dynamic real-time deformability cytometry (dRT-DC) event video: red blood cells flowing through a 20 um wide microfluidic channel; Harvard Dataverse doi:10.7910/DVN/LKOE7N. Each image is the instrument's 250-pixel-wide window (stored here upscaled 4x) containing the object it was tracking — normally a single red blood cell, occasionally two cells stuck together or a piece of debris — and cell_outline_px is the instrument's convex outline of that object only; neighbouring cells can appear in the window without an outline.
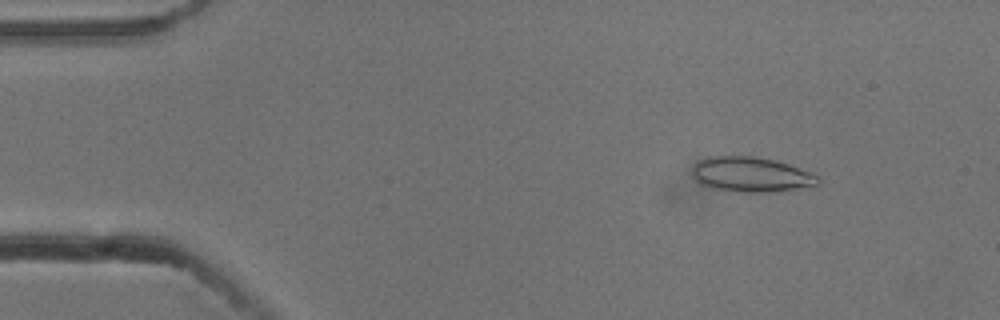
{"species": "common noctule bat (a hibernating species)", "species_latin": "Nyctalus noctula", "temperature_condition": "cold", "stored_images_in_passage": 5, "camera_frame_rate_fps": 3000, "um_per_image_px": 0.085, "animal": {"sex": "male", "body_mass_g": 13.3}, "frame": {"image": 1, "passage_image": 2, "time_ms": 0.333, "image_size_px": [1000, 320], "cell_outline_px": [[820, 184], [780, 192], [736, 192], [712, 188], [700, 184], [692, 176], [692, 168], [700, 160], [712, 156], [752, 156], [772, 160], [788, 164], [812, 172], [820, 176]], "centroid_in_image_um": [63.87, 14.85], "position_along_channel_um": 21.1, "area_um2": 25.84}}